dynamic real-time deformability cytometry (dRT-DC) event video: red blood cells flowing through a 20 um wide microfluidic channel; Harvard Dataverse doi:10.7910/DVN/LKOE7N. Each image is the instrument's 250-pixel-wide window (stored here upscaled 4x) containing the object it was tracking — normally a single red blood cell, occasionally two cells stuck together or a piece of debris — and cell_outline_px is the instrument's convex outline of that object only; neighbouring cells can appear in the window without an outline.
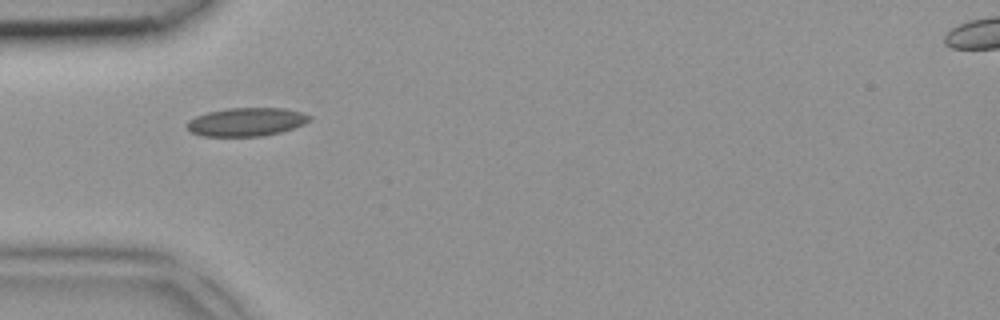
{"species": "common noctule bat (a hibernating species)", "species_latin": "Nyctalus noctula", "temperature_condition": "room temperature", "stored_images_in_passage": 1, "camera_frame_rate_fps": 3000, "um_per_image_px": 0.085, "animal": {"sex": "female", "body_mass_g": 18.4}, "frame": {"image": 1, "passage_image": 1, "time_ms": 0.0, "image_size_px": [1000, 320], "cell_outline_px": [[312, 120], [304, 124], [280, 132], [264, 136], [204, 136], [192, 132], [184, 124], [188, 120], [196, 116], [208, 112], [228, 108], [284, 108], [300, 112], [312, 116]], "centroid_in_image_um": [20.95, 10.36], "position_along_channel_um": 64.1, "area_um2": 20.29}}